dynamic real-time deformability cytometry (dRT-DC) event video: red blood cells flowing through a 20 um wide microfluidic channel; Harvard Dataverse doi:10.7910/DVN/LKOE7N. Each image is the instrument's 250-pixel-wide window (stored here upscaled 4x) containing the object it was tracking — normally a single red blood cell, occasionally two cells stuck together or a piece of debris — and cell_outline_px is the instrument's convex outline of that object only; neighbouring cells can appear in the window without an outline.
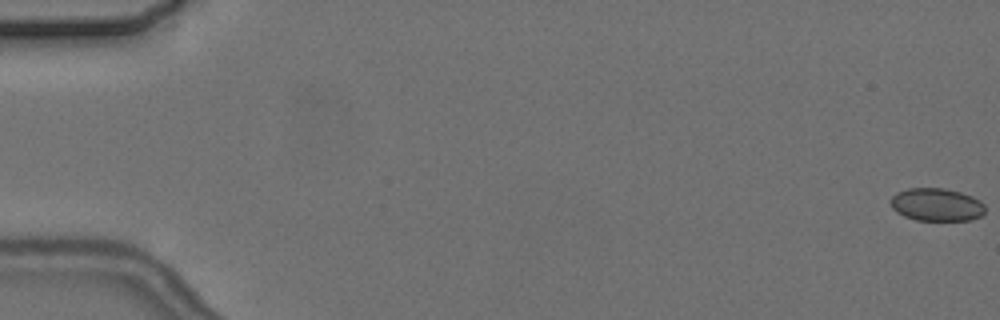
{"species": "common noctule bat (a hibernating species)", "species_latin": "Nyctalus noctula", "temperature_condition": "cold", "stored_images_in_passage": 7, "camera_frame_rate_fps": 3000, "um_per_image_px": 0.085, "animal": {"sex": "female", "body_mass_g": 24.6, "forearm_length_mm": 56.2}, "frame": {"image": 1, "passage_image": 1, "time_ms": 0.0, "image_size_px": [1000, 320], "cell_outline_px": [[984, 212], [980, 216], [968, 220], [916, 220], [904, 216], [896, 212], [892, 208], [888, 200], [896, 192], [908, 188], [944, 188], [960, 192], [972, 196], [980, 200], [984, 204]], "centroid_in_image_um": [79.56, 17.38], "position_along_channel_um": 5.4, "area_um2": 18.21}}
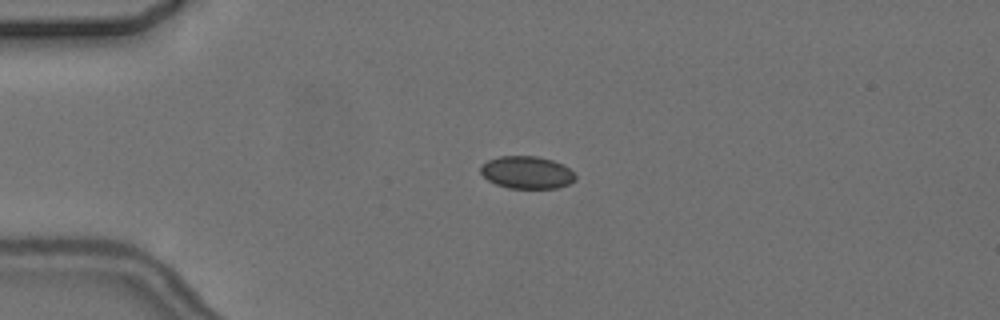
{"frame": {"image": 2, "passage_image": 5, "time_ms": 4.667, "image_size_px": [1000, 320], "cell_outline_px": [[576, 180], [568, 184], [556, 188], [508, 188], [496, 184], [488, 180], [480, 172], [480, 164], [488, 160], [500, 156], [536, 156], [552, 160], [564, 164], [576, 176]], "centroid_in_image_um": [44.77, 14.65], "position_along_channel_um": 40.2, "area_um2": 17.98}}
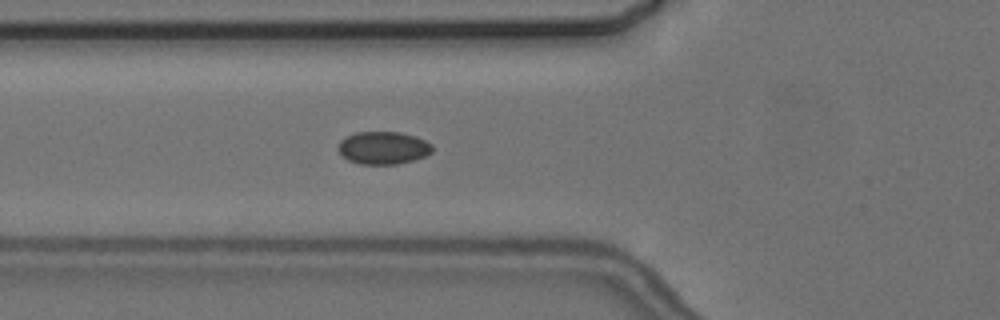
{"frame": {"image": 3, "passage_image": 7, "time_ms": 7.0, "image_size_px": [1000, 320], "cell_outline_px": [[432, 152], [424, 156], [412, 160], [396, 164], [360, 164], [348, 160], [340, 156], [336, 148], [340, 140], [344, 136], [356, 132], [400, 132], [416, 136], [432, 144]], "centroid_in_image_um": [32.51, 12.56], "position_along_channel_um": 93.3, "area_um2": 18.15}}